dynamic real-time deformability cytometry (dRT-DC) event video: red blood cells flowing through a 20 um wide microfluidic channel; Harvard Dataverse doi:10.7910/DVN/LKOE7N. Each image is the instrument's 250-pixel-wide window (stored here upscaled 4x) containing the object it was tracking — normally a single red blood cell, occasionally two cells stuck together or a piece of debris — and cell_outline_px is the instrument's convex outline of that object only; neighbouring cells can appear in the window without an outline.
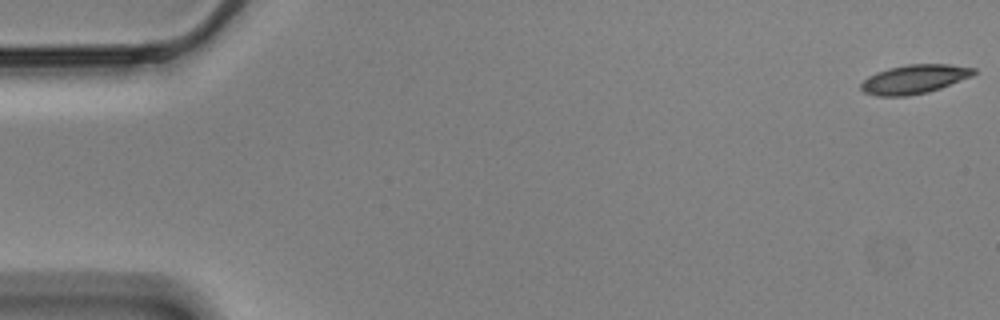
{"species": "Egyptian fruit bat (a non-hibernating species)", "species_latin": "Rousettus aegyptiacus", "temperature_condition": "cold", "stored_images_in_passage": 58, "camera_frame_rate_fps": 3000, "um_per_image_px": 0.085, "animal": {"sex": "male"}, "frame": {"image": 1, "passage_image": 1, "time_ms": 0.0, "image_size_px": [1000, 320], "cell_outline_px": [[976, 72], [972, 76], [940, 88], [928, 92], [908, 96], [876, 96], [864, 92], [860, 88], [860, 84], [868, 76], [876, 72], [888, 68], [908, 64], [948, 64], [976, 68]], "centroid_in_image_um": [77.7, 6.73], "position_along_channel_um": 7.3, "area_um2": 19.07}}
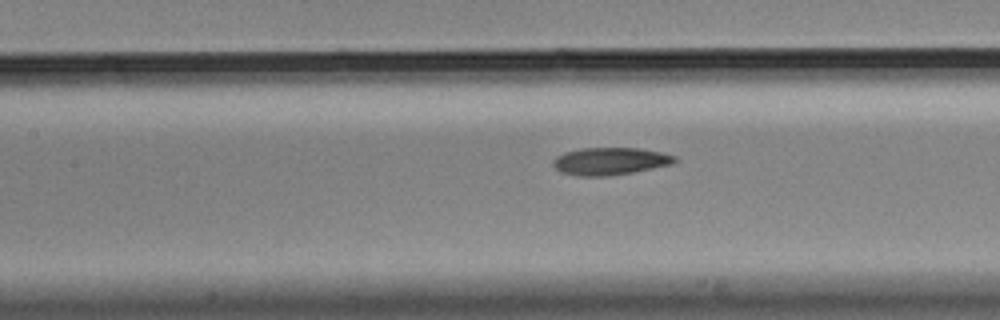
{"frame": {"image": 2, "passage_image": 26, "time_ms": 8.333, "image_size_px": [1000, 320], "cell_outline_px": [[680, 160], [672, 164], [632, 172], [608, 176], [576, 176], [560, 172], [552, 164], [552, 160], [556, 156], [564, 152], [580, 148], [640, 148], [660, 152], [676, 156]], "centroid_in_image_um": [51.84, 13.7], "position_along_channel_um": 155.6, "area_um2": 19.59}}
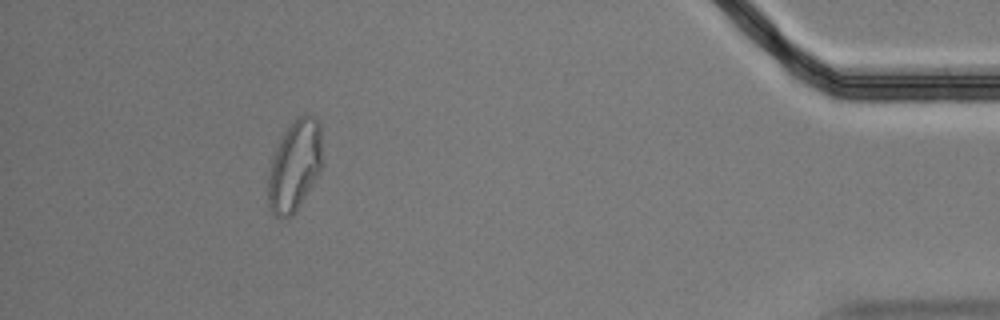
{"frame": {"image": 3, "passage_image": 53, "time_ms": 17.333, "image_size_px": [1000, 320], "cell_outline_px": [[324, 164], [320, 172], [296, 212], [288, 220], [276, 216], [272, 212], [268, 204], [268, 176], [272, 160], [276, 148], [284, 132], [304, 112], [312, 112], [316, 116], [320, 124]], "centroid_in_image_um": [25.1, 14.08], "position_along_channel_um": 410.1, "area_um2": 29.3}, "authors_computed_cell_mechanics": {"area_um2": 19.5075, "velocity_mm_per_s": 3.4589, "shape_relaxation_time_tau1_ms": null, "shape_relaxation_time_tau2_ms": 3.4277, "deformation_change_tau1": null, "deformation_change_tau2": 0.096}}